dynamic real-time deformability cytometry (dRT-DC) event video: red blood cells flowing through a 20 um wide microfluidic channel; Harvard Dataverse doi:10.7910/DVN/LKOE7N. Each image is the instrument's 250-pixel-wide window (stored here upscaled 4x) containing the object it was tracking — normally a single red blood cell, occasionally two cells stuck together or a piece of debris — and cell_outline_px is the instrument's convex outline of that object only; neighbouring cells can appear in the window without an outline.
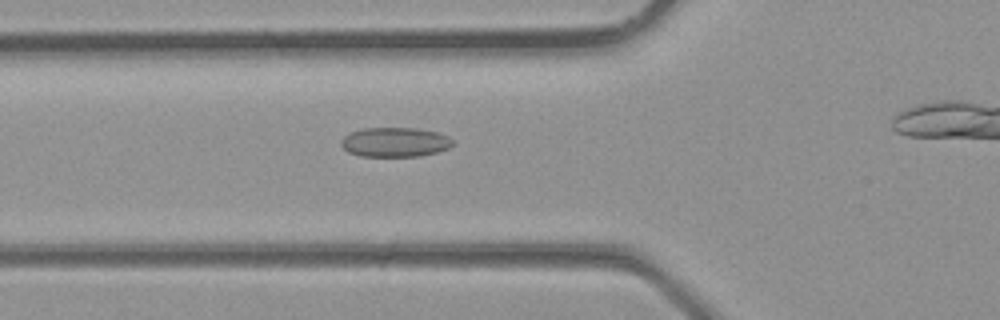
{"species": "common noctule bat (a hibernating species)", "species_latin": "Nyctalus noctula", "temperature_condition": "room temperature", "stored_images_in_passage": 6, "camera_frame_rate_fps": 3000, "um_per_image_px": 0.085, "animal": {"sex": "male", "body_mass_g": 23.1, "forearm_length_mm": 52.7}, "frame": {"image": 1, "passage_image": 5, "time_ms": 1.333, "image_size_px": [1000, 320], "cell_outline_px": [[452, 144], [448, 148], [436, 152], [420, 156], [360, 156], [348, 152], [340, 144], [340, 140], [348, 132], [364, 128], [416, 128], [436, 132], [448, 136], [452, 140]], "centroid_in_image_um": [33.52, 12.08], "position_along_channel_um": 92.3, "area_um2": 19.19}}